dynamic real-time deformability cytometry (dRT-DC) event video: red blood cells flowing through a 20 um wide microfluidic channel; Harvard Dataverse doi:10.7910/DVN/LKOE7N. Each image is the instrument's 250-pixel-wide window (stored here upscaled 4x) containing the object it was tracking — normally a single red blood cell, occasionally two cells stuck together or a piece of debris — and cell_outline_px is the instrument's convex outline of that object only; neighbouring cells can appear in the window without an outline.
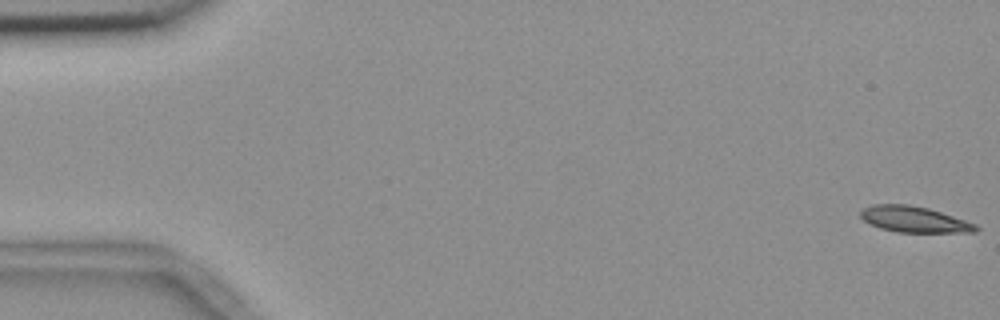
{"species": "common noctule bat (a hibernating species)", "species_latin": "Nyctalus noctula", "temperature_condition": "room temperature", "stored_images_in_passage": 48, "camera_frame_rate_fps": 3000, "um_per_image_px": 0.085, "animal": {"sex": "female", "body_mass_g": 18.4}, "frame": {"image": 1, "passage_image": 1, "time_ms": 0.0, "image_size_px": [1000, 320], "cell_outline_px": [[980, 228], [976, 232], [896, 232], [880, 228], [864, 220], [860, 216], [860, 212], [864, 208], [872, 204], [908, 204], [928, 208], [976, 224]], "centroid_in_image_um": [77.7, 18.64], "position_along_channel_um": 7.3, "area_um2": 17.28}}
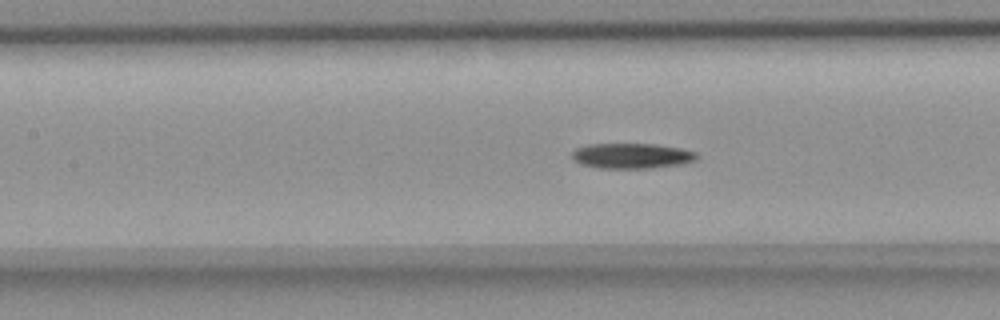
{"frame": {"image": 2, "passage_image": 25, "time_ms": 8.0, "image_size_px": [1000, 320], "cell_outline_px": [[700, 156], [696, 160], [680, 164], [648, 168], [596, 168], [580, 164], [572, 160], [572, 152], [576, 148], [588, 144], [656, 144], [680, 148], [696, 152]], "centroid_in_image_um": [53.67, 13.24], "position_along_channel_um": 153.7, "area_um2": 18.5}}
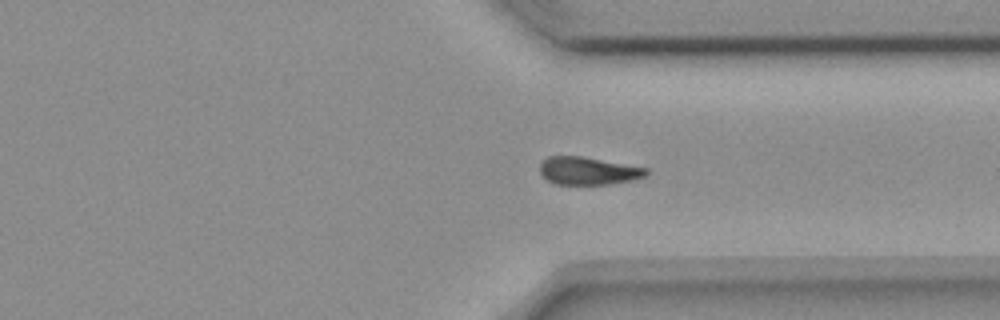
{"frame": {"image": 3, "passage_image": 42, "time_ms": 13.667, "image_size_px": [1000, 320], "cell_outline_px": [[648, 176], [632, 180], [608, 184], [556, 184], [548, 180], [540, 172], [540, 164], [548, 156], [580, 156], [648, 168]], "centroid_in_image_um": [50.02, 14.52], "position_along_channel_um": 361.4, "area_um2": 17.05}}